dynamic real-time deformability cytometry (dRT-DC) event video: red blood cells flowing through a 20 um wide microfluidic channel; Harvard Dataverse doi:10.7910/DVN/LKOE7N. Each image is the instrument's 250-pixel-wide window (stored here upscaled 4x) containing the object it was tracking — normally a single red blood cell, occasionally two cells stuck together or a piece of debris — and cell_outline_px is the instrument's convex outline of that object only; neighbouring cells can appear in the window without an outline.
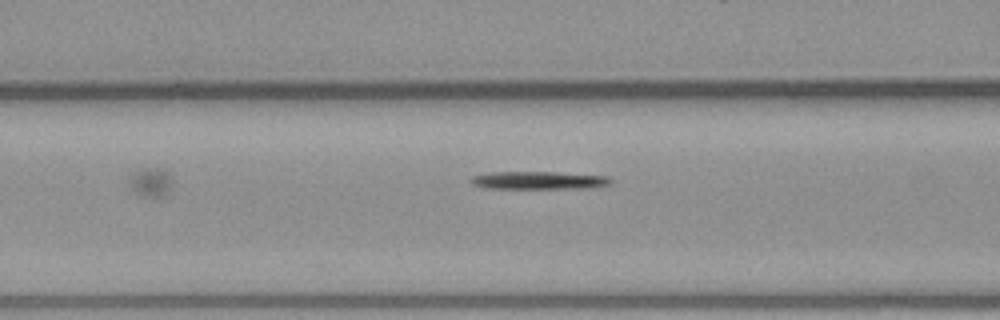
{"species": "common noctule bat (a hibernating species)", "species_latin": "Nyctalus noctula", "temperature_condition": "warm", "stored_images_in_passage": 7, "camera_frame_rate_fps": 3000, "um_per_image_px": 0.085, "animal": {"sex": "male", "body_mass_g": 23.1, "forearm_length_mm": 52.7}, "frame": {"image": 1, "passage_image": 7, "time_ms": 7.0, "image_size_px": [1000, 320], "cell_outline_px": [[616, 180], [612, 184], [588, 188], [484, 188], [472, 184], [468, 180], [472, 176], [492, 172], [556, 172], [608, 176]], "centroid_in_image_um": [45.84, 15.32], "position_along_channel_um": 120.8, "area_um2": 14.68}}